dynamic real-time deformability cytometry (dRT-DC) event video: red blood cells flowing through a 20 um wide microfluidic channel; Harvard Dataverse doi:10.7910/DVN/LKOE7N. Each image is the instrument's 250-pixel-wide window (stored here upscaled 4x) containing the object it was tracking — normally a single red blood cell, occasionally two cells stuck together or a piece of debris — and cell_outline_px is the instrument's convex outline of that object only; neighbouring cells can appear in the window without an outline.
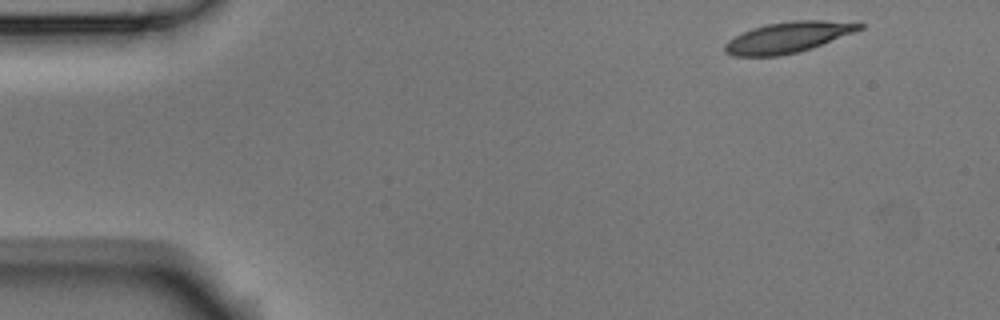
{"species": "Egyptian fruit bat (a non-hibernating species)", "species_latin": "Rousettus aegyptiacus", "temperature_condition": "room temperature", "stored_images_in_passage": 4, "camera_frame_rate_fps": 3000, "um_per_image_px": 0.085, "animal": {"sex": "male"}, "frame": {"image": 1, "passage_image": 1, "time_ms": 0.0, "image_size_px": [1000, 320], "cell_outline_px": [[864, 28], [812, 48], [800, 52], [776, 56], [732, 56], [724, 52], [724, 44], [728, 40], [752, 28], [768, 24], [792, 20], [824, 20], [864, 24]], "centroid_in_image_um": [66.95, 3.18], "position_along_channel_um": 18.0, "area_um2": 23.99}}
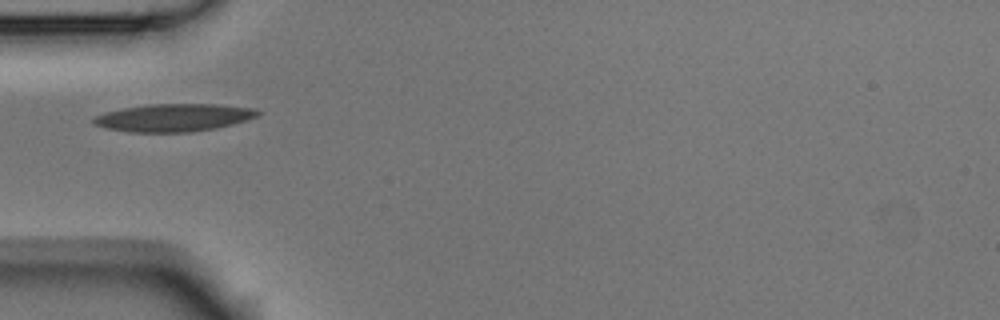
{"frame": {"image": 2, "passage_image": 4, "time_ms": 1.0, "image_size_px": [1000, 320], "cell_outline_px": [[260, 112], [256, 116], [232, 124], [216, 128], [192, 132], [132, 132], [104, 128], [96, 124], [92, 120], [92, 116], [124, 108], [148, 104], [216, 104], [256, 108]], "centroid_in_image_um": [14.76, 10.0], "position_along_channel_um": 70.2, "area_um2": 26.36}}